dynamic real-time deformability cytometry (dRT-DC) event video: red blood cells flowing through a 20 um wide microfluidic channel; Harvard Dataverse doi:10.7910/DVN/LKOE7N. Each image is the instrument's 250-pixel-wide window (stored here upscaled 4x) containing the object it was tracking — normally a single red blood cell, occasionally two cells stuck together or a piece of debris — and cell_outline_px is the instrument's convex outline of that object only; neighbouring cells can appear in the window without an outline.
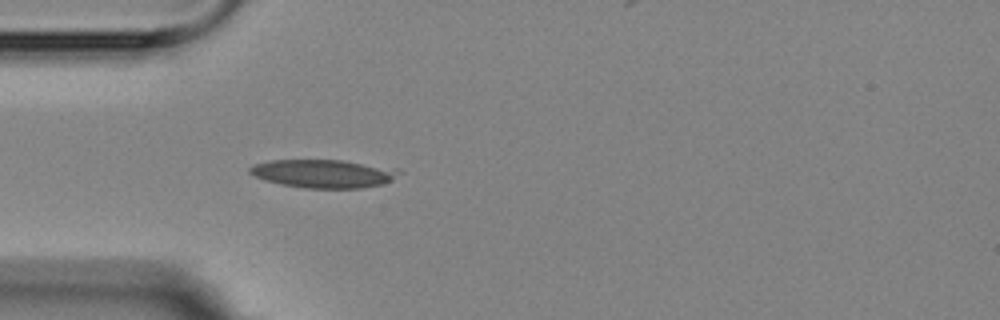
{"species": "Egyptian fruit bat (a non-hibernating species)", "species_latin": "Rousettus aegyptiacus", "temperature_condition": "room temperature", "stored_images_in_passage": 2, "camera_frame_rate_fps": 3000, "um_per_image_px": 0.085, "animal": {"sex": "female"}, "frame": {"image": 1, "passage_image": 2, "time_ms": 2.0, "image_size_px": [1000, 320], "cell_outline_px": [[404, 172], [392, 180], [384, 184], [360, 188], [304, 188], [280, 184], [264, 180], [248, 172], [248, 168], [256, 164], [272, 160], [340, 160], [400, 168]], "centroid_in_image_um": [27.57, 14.76], "position_along_channel_um": 57.4, "area_um2": 24.8}}